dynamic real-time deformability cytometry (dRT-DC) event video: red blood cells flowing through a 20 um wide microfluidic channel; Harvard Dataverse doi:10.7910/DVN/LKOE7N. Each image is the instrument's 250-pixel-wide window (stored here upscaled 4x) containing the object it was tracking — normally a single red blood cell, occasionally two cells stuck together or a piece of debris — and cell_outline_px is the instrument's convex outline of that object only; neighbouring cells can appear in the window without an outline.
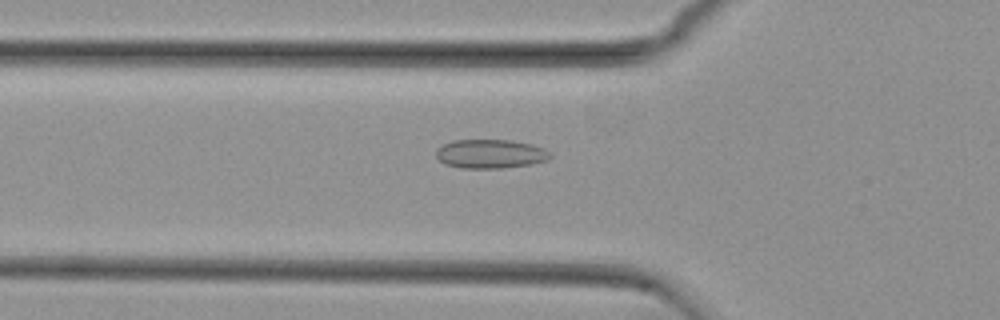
{"species": "common noctule bat (a hibernating species)", "species_latin": "Nyctalus noctula", "temperature_condition": "cold", "stored_images_in_passage": 50, "camera_frame_rate_fps": 3000, "um_per_image_px": 0.085, "animal": {"sex": "female", "body_mass_g": 29.2, "forearm_length_mm": 56.3}, "frame": {"image": 1, "passage_image": 19, "time_ms": 6.0, "image_size_px": [1000, 320], "cell_outline_px": [[552, 156], [548, 160], [532, 164], [504, 168], [460, 168], [444, 164], [436, 156], [436, 148], [452, 140], [512, 140], [532, 144], [544, 148]], "centroid_in_image_um": [41.68, 13.08], "position_along_channel_um": 84.1, "area_um2": 19.42}}
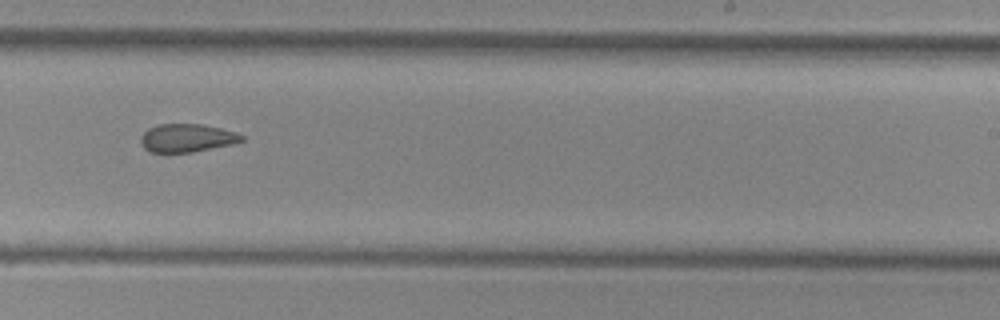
{"frame": {"image": 2, "passage_image": 34, "time_ms": 11.0, "image_size_px": [1000, 320], "cell_outline_px": [[244, 140], [232, 144], [192, 152], [152, 152], [144, 148], [140, 144], [140, 136], [148, 128], [160, 124], [200, 124], [220, 128], [236, 132], [244, 136]], "centroid_in_image_um": [15.87, 11.72], "position_along_channel_um": 273.1, "area_um2": 16.53}}
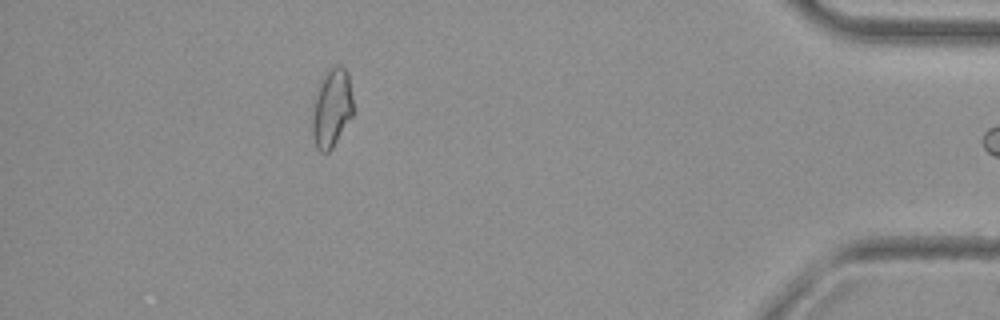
{"frame": {"image": 3, "passage_image": 49, "time_ms": 16.0, "image_size_px": [1000, 320], "cell_outline_px": [[352, 116], [332, 148], [328, 152], [320, 152], [316, 148], [312, 132], [312, 108], [320, 84], [328, 68], [336, 64], [340, 64], [348, 72], [352, 100]], "centroid_in_image_um": [28.19, 9.18], "position_along_channel_um": 407.0, "area_um2": 18.55}}